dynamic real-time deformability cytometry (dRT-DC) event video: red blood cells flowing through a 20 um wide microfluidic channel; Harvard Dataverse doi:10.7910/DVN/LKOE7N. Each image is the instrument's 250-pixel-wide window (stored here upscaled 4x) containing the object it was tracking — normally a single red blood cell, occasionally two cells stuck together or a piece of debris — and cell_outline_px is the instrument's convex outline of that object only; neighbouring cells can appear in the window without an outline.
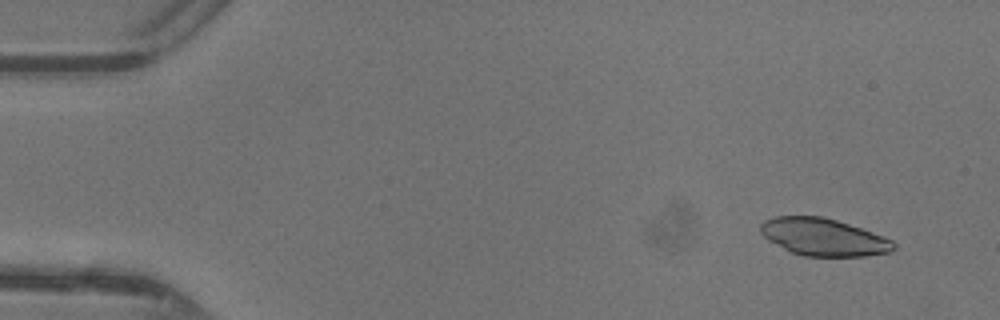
{"species": "common noctule bat (a hibernating species)", "species_latin": "Nyctalus noctula", "temperature_condition": "warm", "stored_images_in_passage": 12, "camera_frame_rate_fps": 3000, "um_per_image_px": 0.085, "animal": {"sex": "female"}, "frame": {"image": 1, "passage_image": 3, "time_ms": 0.667, "image_size_px": [1000, 320], "cell_outline_px": [[896, 248], [892, 252], [864, 256], [804, 256], [792, 252], [768, 240], [760, 232], [760, 224], [764, 220], [776, 216], [824, 216], [884, 236], [892, 240], [896, 244]], "centroid_in_image_um": [70.01, 20.15], "position_along_channel_um": 15.0, "area_um2": 28.96}}